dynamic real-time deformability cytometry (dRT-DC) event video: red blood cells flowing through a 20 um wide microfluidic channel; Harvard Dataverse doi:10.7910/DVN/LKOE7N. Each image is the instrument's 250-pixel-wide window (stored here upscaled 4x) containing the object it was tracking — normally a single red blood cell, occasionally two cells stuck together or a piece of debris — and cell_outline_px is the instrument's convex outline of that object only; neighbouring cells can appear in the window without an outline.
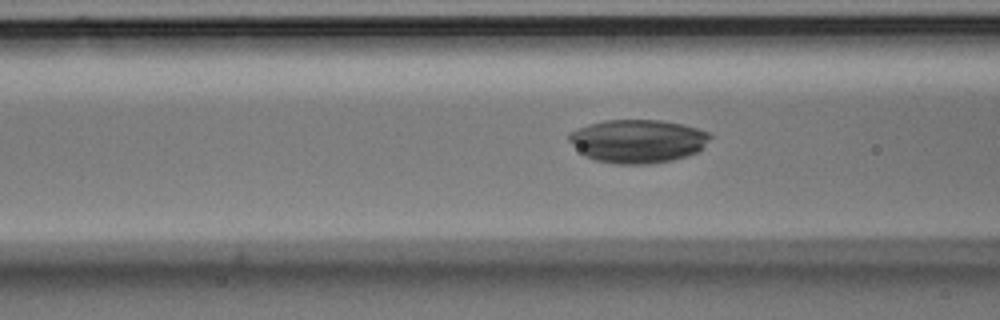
{"species": "Egyptian fruit bat (a non-hibernating species)", "species_latin": "Rousettus aegyptiacus", "temperature_condition": "room temperature", "stored_images_in_passage": 14, "camera_frame_rate_fps": 3000, "um_per_image_px": 0.085, "animal": {"sex": "male"}, "frame": {"image": 1, "passage_image": 12, "time_ms": 3.667, "image_size_px": [1000, 320], "cell_outline_px": [[712, 136], [696, 152], [688, 156], [672, 160], [648, 164], [616, 164], [596, 160], [584, 156], [568, 140], [568, 132], [588, 124], [604, 120], [660, 120], [684, 124], [712, 132]], "centroid_in_image_um": [54.2, 11.98], "position_along_channel_um": 112.4, "area_um2": 35.84}}